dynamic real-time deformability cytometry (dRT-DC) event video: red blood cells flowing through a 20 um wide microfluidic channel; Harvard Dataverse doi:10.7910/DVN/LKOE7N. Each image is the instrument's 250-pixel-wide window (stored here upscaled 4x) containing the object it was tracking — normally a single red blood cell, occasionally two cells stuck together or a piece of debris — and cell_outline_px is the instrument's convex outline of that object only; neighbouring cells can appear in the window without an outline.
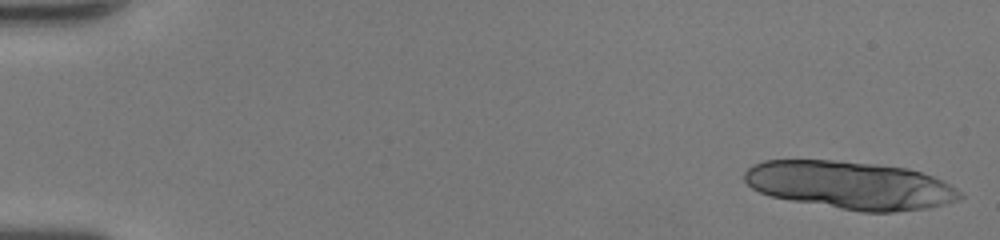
{"species": "human", "species_latin": "Homo sapiens", "temperature_condition": "room temperature", "stored_images_in_passage": 16, "camera_frame_rate_fps": 3000, "um_per_image_px": 0.085, "donor": {"sex": "female"}, "frame": {"image": 1, "passage_image": 1, "time_ms": 0.0, "image_size_px": [1000, 240], "cell_outline_px": [[964, 196], [960, 200], [928, 208], [892, 212], [860, 212], [792, 200], [772, 196], [760, 192], [752, 188], [744, 180], [744, 172], [752, 164], [764, 160], [832, 160], [876, 164], [908, 168], [932, 176], [956, 188]], "centroid_in_image_um": [72.27, 15.74], "position_along_channel_um": 12.7, "area_um2": 60.05}}